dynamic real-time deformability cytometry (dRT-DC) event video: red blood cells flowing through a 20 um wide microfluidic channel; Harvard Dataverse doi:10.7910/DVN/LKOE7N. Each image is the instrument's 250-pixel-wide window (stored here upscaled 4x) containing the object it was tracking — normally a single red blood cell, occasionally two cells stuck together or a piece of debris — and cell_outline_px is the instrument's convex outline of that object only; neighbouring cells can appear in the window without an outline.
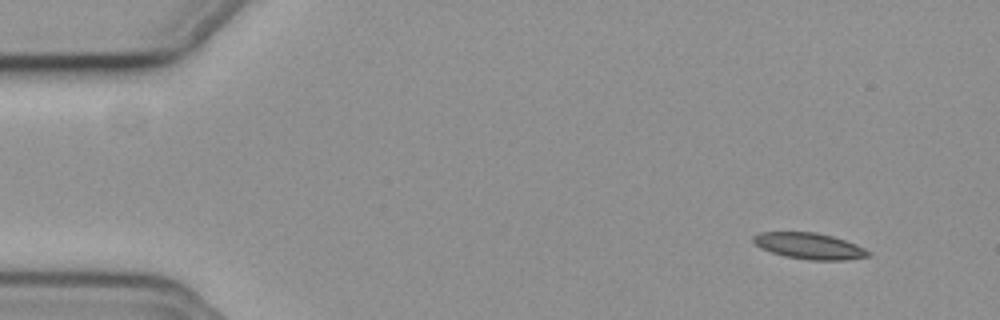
{"species": "common noctule bat (a hibernating species)", "species_latin": "Nyctalus noctula", "temperature_condition": "cold", "stored_images_in_passage": 52, "camera_frame_rate_fps": 3000, "um_per_image_px": 0.085, "animal": {"sex": "female", "body_mass_g": 19.3, "forearm_length_mm": 54.1}, "frame": {"image": 1, "passage_image": 1, "time_ms": 0.0, "image_size_px": [1000, 320], "cell_outline_px": [[872, 256], [844, 260], [808, 260], [784, 256], [760, 248], [752, 240], [752, 236], [760, 232], [816, 232], [832, 236], [856, 244], [872, 252]], "centroid_in_image_um": [68.81, 20.91], "position_along_channel_um": 16.2, "area_um2": 17.63}}
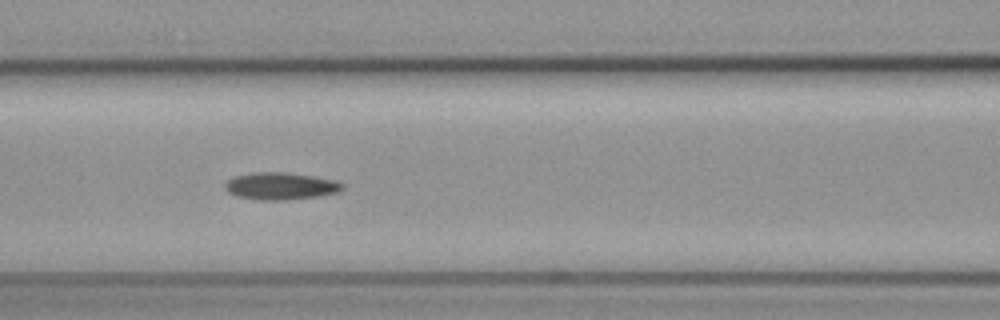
{"frame": {"image": 2, "passage_image": 20, "time_ms": 6.333, "image_size_px": [1000, 320], "cell_outline_px": [[344, 188], [336, 192], [316, 196], [284, 200], [256, 200], [236, 196], [228, 192], [224, 188], [224, 184], [228, 180], [236, 176], [252, 172], [284, 172], [312, 176], [336, 180], [344, 184]], "centroid_in_image_um": [23.81, 15.81], "position_along_channel_um": 142.8, "area_um2": 18.55}}
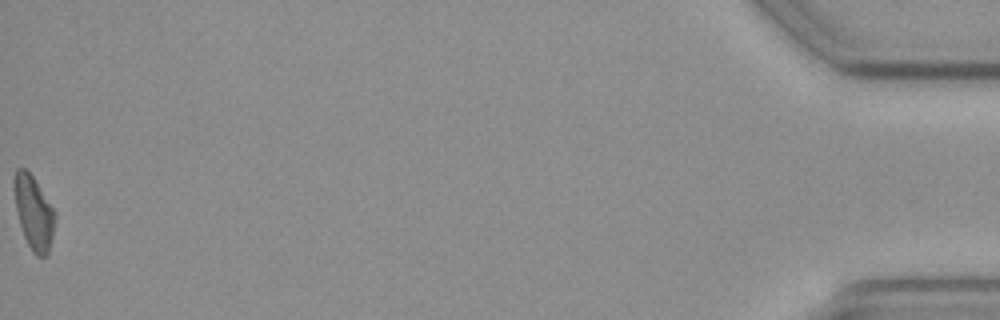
{"frame": {"image": 3, "passage_image": 52, "time_ms": 17.0, "image_size_px": [1000, 320], "cell_outline_px": [[56, 220], [48, 256], [36, 256], [32, 252], [24, 236], [16, 212], [12, 188], [12, 176], [16, 168], [24, 168], [32, 176], [56, 212]], "centroid_in_image_um": [2.84, 18.06], "position_along_channel_um": 432.4, "area_um2": 17.86}, "authors_computed_cell_mechanics": {"area_um2": 17.6001, "velocity_mm_per_s": 3.7409, "shape_relaxation_time_tau1_ms": 3.7627, "shape_relaxation_time_tau2_ms": null, "deformation_change_tau1": 0.0905, "deformation_change_tau2": null}}